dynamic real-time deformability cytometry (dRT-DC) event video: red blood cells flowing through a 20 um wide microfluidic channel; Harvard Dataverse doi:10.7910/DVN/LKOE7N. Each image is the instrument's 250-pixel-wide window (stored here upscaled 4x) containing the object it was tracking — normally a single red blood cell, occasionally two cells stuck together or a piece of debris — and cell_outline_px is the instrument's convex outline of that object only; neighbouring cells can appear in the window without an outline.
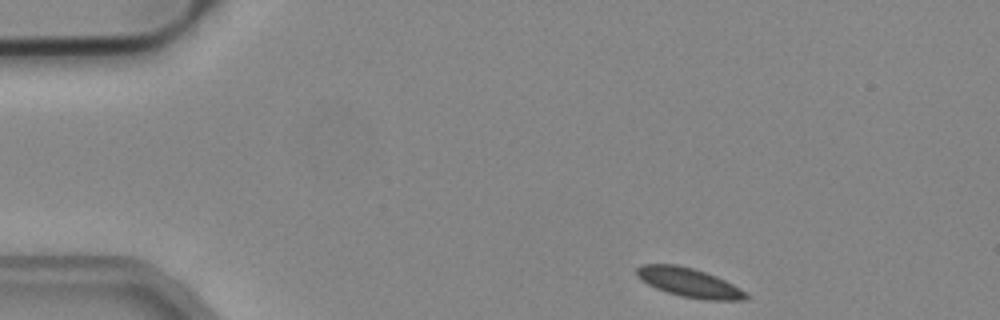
{"species": "common noctule bat (a hibernating species)", "species_latin": "Nyctalus noctula", "temperature_condition": "cold", "stored_images_in_passage": 8, "camera_frame_rate_fps": 3000, "um_per_image_px": 0.085, "animal": {"sex": "male", "body_mass_g": 19.2, "forearm_length_mm": 51.8}, "frame": {"image": 1, "passage_image": 1, "time_ms": 0.0, "image_size_px": [1000, 320], "cell_outline_px": [[748, 300], [704, 300], [680, 296], [656, 288], [640, 280], [636, 276], [636, 268], [644, 264], [676, 264], [692, 268], [716, 276], [748, 292]], "centroid_in_image_um": [58.58, 24.02], "position_along_channel_um": 26.4, "area_um2": 18.55}}